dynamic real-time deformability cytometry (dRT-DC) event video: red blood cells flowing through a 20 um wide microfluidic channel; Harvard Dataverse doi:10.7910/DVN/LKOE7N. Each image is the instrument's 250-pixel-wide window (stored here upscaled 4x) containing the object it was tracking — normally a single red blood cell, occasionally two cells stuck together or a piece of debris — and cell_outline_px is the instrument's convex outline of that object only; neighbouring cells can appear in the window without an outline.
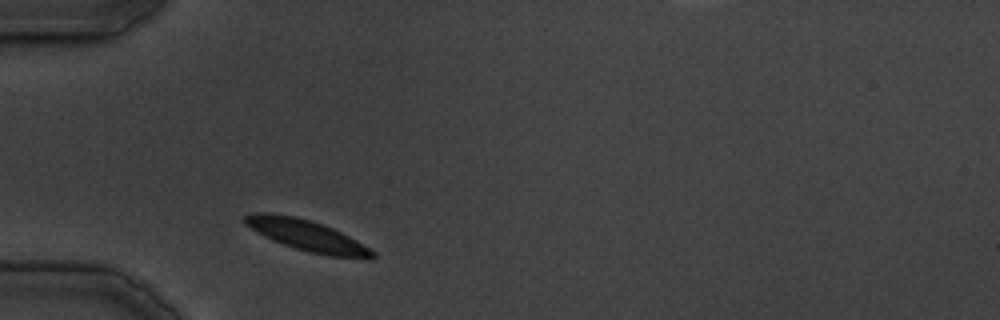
{"species": "common noctule bat (a hibernating species)", "species_latin": "Nyctalus noctula", "temperature_condition": "cold", "stored_images_in_passage": 9, "camera_frame_rate_fps": 3000, "um_per_image_px": 0.085, "animal": {"sex": "male", "body_mass_g": 19.5, "forearm_length_mm": 54.6}, "frame": {"image": 1, "passage_image": 2, "time_ms": 1.333, "image_size_px": [1000, 320], "cell_outline_px": [[376, 256], [328, 256], [308, 252], [272, 240], [244, 224], [244, 216], [252, 212], [268, 212], [296, 216], [332, 228], [356, 240], [376, 252]], "centroid_in_image_um": [25.99, 19.98], "position_along_channel_um": 59.0, "area_um2": 22.37}}
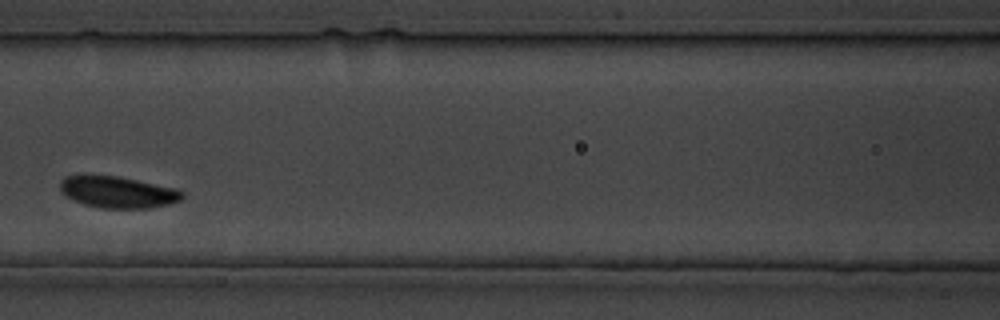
{"frame": {"image": 2, "passage_image": 8, "time_ms": 9.0, "image_size_px": [1000, 320], "cell_outline_px": [[184, 196], [180, 200], [168, 204], [148, 208], [100, 208], [84, 204], [68, 196], [60, 188], [60, 180], [64, 176], [84, 172], [120, 176], [176, 188], [184, 192]], "centroid_in_image_um": [9.98, 16.27], "position_along_channel_um": 156.6, "area_um2": 23.0}}